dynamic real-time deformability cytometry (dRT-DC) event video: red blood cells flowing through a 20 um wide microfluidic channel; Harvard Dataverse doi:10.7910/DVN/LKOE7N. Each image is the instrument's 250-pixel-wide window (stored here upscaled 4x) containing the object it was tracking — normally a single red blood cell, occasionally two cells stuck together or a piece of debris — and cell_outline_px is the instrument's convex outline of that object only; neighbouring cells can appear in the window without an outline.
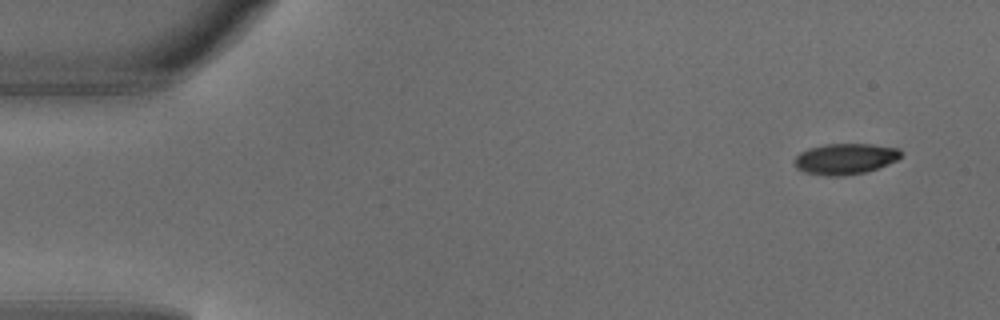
{"species": "common noctule bat (a hibernating species)", "species_latin": "Nyctalus noctula", "temperature_condition": "warm", "stored_images_in_passage": 5, "camera_frame_rate_fps": 3000, "um_per_image_px": 0.085, "animal": {"sex": "male", "body_mass_g": 18.8}, "frame": {"image": 1, "passage_image": 1, "time_ms": 0.0, "image_size_px": [1000, 320], "cell_outline_px": [[900, 156], [896, 160], [888, 164], [864, 172], [844, 176], [828, 176], [804, 172], [796, 168], [796, 156], [800, 152], [808, 148], [824, 144], [872, 144], [900, 148]], "centroid_in_image_um": [71.83, 13.49], "position_along_channel_um": 13.2, "area_um2": 19.07}}
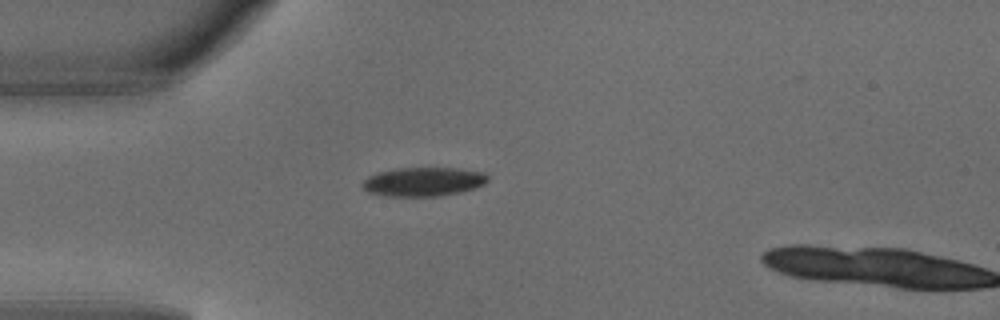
{"frame": {"image": 2, "passage_image": 4, "time_ms": 1.0, "image_size_px": [1000, 320], "cell_outline_px": [[488, 180], [484, 184], [476, 188], [460, 192], [440, 196], [384, 196], [368, 192], [360, 184], [368, 176], [380, 172], [400, 168], [456, 168], [484, 172], [488, 176]], "centroid_in_image_um": [36.0, 15.45], "position_along_channel_um": 49.0, "area_um2": 21.15}}